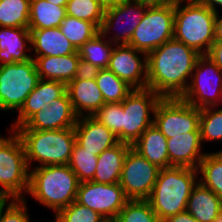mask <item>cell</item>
Listing matches in <instances>:
<instances>
[{
	"instance_id": "cell-18",
	"label": "cell",
	"mask_w": 222,
	"mask_h": 222,
	"mask_svg": "<svg viewBox=\"0 0 222 222\" xmlns=\"http://www.w3.org/2000/svg\"><path fill=\"white\" fill-rule=\"evenodd\" d=\"M200 132L189 135H171L167 139L170 167H187L197 169L206 153H201Z\"/></svg>"
},
{
	"instance_id": "cell-7",
	"label": "cell",
	"mask_w": 222,
	"mask_h": 222,
	"mask_svg": "<svg viewBox=\"0 0 222 222\" xmlns=\"http://www.w3.org/2000/svg\"><path fill=\"white\" fill-rule=\"evenodd\" d=\"M173 37L174 4L151 3L128 45L148 54Z\"/></svg>"
},
{
	"instance_id": "cell-30",
	"label": "cell",
	"mask_w": 222,
	"mask_h": 222,
	"mask_svg": "<svg viewBox=\"0 0 222 222\" xmlns=\"http://www.w3.org/2000/svg\"><path fill=\"white\" fill-rule=\"evenodd\" d=\"M99 32L92 39L83 44L79 50L81 59L97 66L99 69H107L113 44Z\"/></svg>"
},
{
	"instance_id": "cell-17",
	"label": "cell",
	"mask_w": 222,
	"mask_h": 222,
	"mask_svg": "<svg viewBox=\"0 0 222 222\" xmlns=\"http://www.w3.org/2000/svg\"><path fill=\"white\" fill-rule=\"evenodd\" d=\"M74 130L76 143L96 156L119 143L116 135L93 116L79 117Z\"/></svg>"
},
{
	"instance_id": "cell-26",
	"label": "cell",
	"mask_w": 222,
	"mask_h": 222,
	"mask_svg": "<svg viewBox=\"0 0 222 222\" xmlns=\"http://www.w3.org/2000/svg\"><path fill=\"white\" fill-rule=\"evenodd\" d=\"M130 147V144L119 142L112 148L104 150L98 156L92 181L102 184L119 183L124 159Z\"/></svg>"
},
{
	"instance_id": "cell-12",
	"label": "cell",
	"mask_w": 222,
	"mask_h": 222,
	"mask_svg": "<svg viewBox=\"0 0 222 222\" xmlns=\"http://www.w3.org/2000/svg\"><path fill=\"white\" fill-rule=\"evenodd\" d=\"M160 168L129 148L123 163L120 186L129 200H147L154 188Z\"/></svg>"
},
{
	"instance_id": "cell-35",
	"label": "cell",
	"mask_w": 222,
	"mask_h": 222,
	"mask_svg": "<svg viewBox=\"0 0 222 222\" xmlns=\"http://www.w3.org/2000/svg\"><path fill=\"white\" fill-rule=\"evenodd\" d=\"M113 222H162L147 200H129Z\"/></svg>"
},
{
	"instance_id": "cell-38",
	"label": "cell",
	"mask_w": 222,
	"mask_h": 222,
	"mask_svg": "<svg viewBox=\"0 0 222 222\" xmlns=\"http://www.w3.org/2000/svg\"><path fill=\"white\" fill-rule=\"evenodd\" d=\"M122 103H105L93 117L111 130L122 142Z\"/></svg>"
},
{
	"instance_id": "cell-48",
	"label": "cell",
	"mask_w": 222,
	"mask_h": 222,
	"mask_svg": "<svg viewBox=\"0 0 222 222\" xmlns=\"http://www.w3.org/2000/svg\"><path fill=\"white\" fill-rule=\"evenodd\" d=\"M214 222H222V210H221L218 218Z\"/></svg>"
},
{
	"instance_id": "cell-22",
	"label": "cell",
	"mask_w": 222,
	"mask_h": 222,
	"mask_svg": "<svg viewBox=\"0 0 222 222\" xmlns=\"http://www.w3.org/2000/svg\"><path fill=\"white\" fill-rule=\"evenodd\" d=\"M0 66L24 62L32 58L25 53V49H33L32 46L26 47L31 43L30 31L23 27H0Z\"/></svg>"
},
{
	"instance_id": "cell-33",
	"label": "cell",
	"mask_w": 222,
	"mask_h": 222,
	"mask_svg": "<svg viewBox=\"0 0 222 222\" xmlns=\"http://www.w3.org/2000/svg\"><path fill=\"white\" fill-rule=\"evenodd\" d=\"M105 8L98 0H69L66 15L93 23L98 29L101 26Z\"/></svg>"
},
{
	"instance_id": "cell-46",
	"label": "cell",
	"mask_w": 222,
	"mask_h": 222,
	"mask_svg": "<svg viewBox=\"0 0 222 222\" xmlns=\"http://www.w3.org/2000/svg\"><path fill=\"white\" fill-rule=\"evenodd\" d=\"M146 1L151 3H171V4H176L182 1L186 2V0H146Z\"/></svg>"
},
{
	"instance_id": "cell-4",
	"label": "cell",
	"mask_w": 222,
	"mask_h": 222,
	"mask_svg": "<svg viewBox=\"0 0 222 222\" xmlns=\"http://www.w3.org/2000/svg\"><path fill=\"white\" fill-rule=\"evenodd\" d=\"M174 4V39L207 55L215 41V20L217 13L209 7L186 0ZM203 50V51H202Z\"/></svg>"
},
{
	"instance_id": "cell-27",
	"label": "cell",
	"mask_w": 222,
	"mask_h": 222,
	"mask_svg": "<svg viewBox=\"0 0 222 222\" xmlns=\"http://www.w3.org/2000/svg\"><path fill=\"white\" fill-rule=\"evenodd\" d=\"M66 16V7L46 0H31L29 30L59 27Z\"/></svg>"
},
{
	"instance_id": "cell-20",
	"label": "cell",
	"mask_w": 222,
	"mask_h": 222,
	"mask_svg": "<svg viewBox=\"0 0 222 222\" xmlns=\"http://www.w3.org/2000/svg\"><path fill=\"white\" fill-rule=\"evenodd\" d=\"M73 110L77 117L93 116L104 104L101 90L96 80L73 79L66 85Z\"/></svg>"
},
{
	"instance_id": "cell-15",
	"label": "cell",
	"mask_w": 222,
	"mask_h": 222,
	"mask_svg": "<svg viewBox=\"0 0 222 222\" xmlns=\"http://www.w3.org/2000/svg\"><path fill=\"white\" fill-rule=\"evenodd\" d=\"M142 54L143 60L138 54ZM107 69L133 89L147 88V54L129 45L113 48ZM144 72V73H143Z\"/></svg>"
},
{
	"instance_id": "cell-19",
	"label": "cell",
	"mask_w": 222,
	"mask_h": 222,
	"mask_svg": "<svg viewBox=\"0 0 222 222\" xmlns=\"http://www.w3.org/2000/svg\"><path fill=\"white\" fill-rule=\"evenodd\" d=\"M65 92V83L40 79L35 89L27 96L18 113V119L15 121V125L12 123L11 129L15 130L23 126L35 113L44 109L54 99L60 98Z\"/></svg>"
},
{
	"instance_id": "cell-5",
	"label": "cell",
	"mask_w": 222,
	"mask_h": 222,
	"mask_svg": "<svg viewBox=\"0 0 222 222\" xmlns=\"http://www.w3.org/2000/svg\"><path fill=\"white\" fill-rule=\"evenodd\" d=\"M23 142L28 166L67 165L76 143L74 128L60 130H15Z\"/></svg>"
},
{
	"instance_id": "cell-3",
	"label": "cell",
	"mask_w": 222,
	"mask_h": 222,
	"mask_svg": "<svg viewBox=\"0 0 222 222\" xmlns=\"http://www.w3.org/2000/svg\"><path fill=\"white\" fill-rule=\"evenodd\" d=\"M197 175V169L187 167L172 166L159 170L147 201L161 221L186 211L191 191L198 183Z\"/></svg>"
},
{
	"instance_id": "cell-6",
	"label": "cell",
	"mask_w": 222,
	"mask_h": 222,
	"mask_svg": "<svg viewBox=\"0 0 222 222\" xmlns=\"http://www.w3.org/2000/svg\"><path fill=\"white\" fill-rule=\"evenodd\" d=\"M8 138L0 136V199H24L30 171L23 142L15 130ZM24 191V192H23Z\"/></svg>"
},
{
	"instance_id": "cell-47",
	"label": "cell",
	"mask_w": 222,
	"mask_h": 222,
	"mask_svg": "<svg viewBox=\"0 0 222 222\" xmlns=\"http://www.w3.org/2000/svg\"><path fill=\"white\" fill-rule=\"evenodd\" d=\"M46 1H48L49 3H52V4L56 5V6H64V7H66L67 2L69 0H46Z\"/></svg>"
},
{
	"instance_id": "cell-31",
	"label": "cell",
	"mask_w": 222,
	"mask_h": 222,
	"mask_svg": "<svg viewBox=\"0 0 222 222\" xmlns=\"http://www.w3.org/2000/svg\"><path fill=\"white\" fill-rule=\"evenodd\" d=\"M31 0H0V27H29Z\"/></svg>"
},
{
	"instance_id": "cell-11",
	"label": "cell",
	"mask_w": 222,
	"mask_h": 222,
	"mask_svg": "<svg viewBox=\"0 0 222 222\" xmlns=\"http://www.w3.org/2000/svg\"><path fill=\"white\" fill-rule=\"evenodd\" d=\"M154 125L167 139L200 132V109L180 97L162 98L155 109Z\"/></svg>"
},
{
	"instance_id": "cell-36",
	"label": "cell",
	"mask_w": 222,
	"mask_h": 222,
	"mask_svg": "<svg viewBox=\"0 0 222 222\" xmlns=\"http://www.w3.org/2000/svg\"><path fill=\"white\" fill-rule=\"evenodd\" d=\"M201 142L222 140V108L213 107L200 109Z\"/></svg>"
},
{
	"instance_id": "cell-37",
	"label": "cell",
	"mask_w": 222,
	"mask_h": 222,
	"mask_svg": "<svg viewBox=\"0 0 222 222\" xmlns=\"http://www.w3.org/2000/svg\"><path fill=\"white\" fill-rule=\"evenodd\" d=\"M55 222H108L96 211L76 200L56 213Z\"/></svg>"
},
{
	"instance_id": "cell-45",
	"label": "cell",
	"mask_w": 222,
	"mask_h": 222,
	"mask_svg": "<svg viewBox=\"0 0 222 222\" xmlns=\"http://www.w3.org/2000/svg\"><path fill=\"white\" fill-rule=\"evenodd\" d=\"M104 8L113 6V5H117L120 2L124 1V0H98Z\"/></svg>"
},
{
	"instance_id": "cell-2",
	"label": "cell",
	"mask_w": 222,
	"mask_h": 222,
	"mask_svg": "<svg viewBox=\"0 0 222 222\" xmlns=\"http://www.w3.org/2000/svg\"><path fill=\"white\" fill-rule=\"evenodd\" d=\"M79 183L68 164L37 165L30 172L27 194L57 213L76 200Z\"/></svg>"
},
{
	"instance_id": "cell-29",
	"label": "cell",
	"mask_w": 222,
	"mask_h": 222,
	"mask_svg": "<svg viewBox=\"0 0 222 222\" xmlns=\"http://www.w3.org/2000/svg\"><path fill=\"white\" fill-rule=\"evenodd\" d=\"M95 80L105 103H121L133 90L109 69H100Z\"/></svg>"
},
{
	"instance_id": "cell-40",
	"label": "cell",
	"mask_w": 222,
	"mask_h": 222,
	"mask_svg": "<svg viewBox=\"0 0 222 222\" xmlns=\"http://www.w3.org/2000/svg\"><path fill=\"white\" fill-rule=\"evenodd\" d=\"M99 70L100 69L97 66H94L93 64L80 58L74 79H81V80L96 79Z\"/></svg>"
},
{
	"instance_id": "cell-44",
	"label": "cell",
	"mask_w": 222,
	"mask_h": 222,
	"mask_svg": "<svg viewBox=\"0 0 222 222\" xmlns=\"http://www.w3.org/2000/svg\"><path fill=\"white\" fill-rule=\"evenodd\" d=\"M218 15L217 13L215 20V41H222V17L219 18Z\"/></svg>"
},
{
	"instance_id": "cell-42",
	"label": "cell",
	"mask_w": 222,
	"mask_h": 222,
	"mask_svg": "<svg viewBox=\"0 0 222 222\" xmlns=\"http://www.w3.org/2000/svg\"><path fill=\"white\" fill-rule=\"evenodd\" d=\"M162 222H199L197 221L189 212L184 211L181 213H177L176 215H172Z\"/></svg>"
},
{
	"instance_id": "cell-10",
	"label": "cell",
	"mask_w": 222,
	"mask_h": 222,
	"mask_svg": "<svg viewBox=\"0 0 222 222\" xmlns=\"http://www.w3.org/2000/svg\"><path fill=\"white\" fill-rule=\"evenodd\" d=\"M191 80L180 98L199 109L217 107L222 100V70L207 55L197 59Z\"/></svg>"
},
{
	"instance_id": "cell-34",
	"label": "cell",
	"mask_w": 222,
	"mask_h": 222,
	"mask_svg": "<svg viewBox=\"0 0 222 222\" xmlns=\"http://www.w3.org/2000/svg\"><path fill=\"white\" fill-rule=\"evenodd\" d=\"M97 162L98 156L93 155V152L82 149L75 143L68 165L77 175L78 181L81 183L93 180Z\"/></svg>"
},
{
	"instance_id": "cell-1",
	"label": "cell",
	"mask_w": 222,
	"mask_h": 222,
	"mask_svg": "<svg viewBox=\"0 0 222 222\" xmlns=\"http://www.w3.org/2000/svg\"><path fill=\"white\" fill-rule=\"evenodd\" d=\"M200 56L174 38L166 41L147 54V88L162 98L181 97Z\"/></svg>"
},
{
	"instance_id": "cell-14",
	"label": "cell",
	"mask_w": 222,
	"mask_h": 222,
	"mask_svg": "<svg viewBox=\"0 0 222 222\" xmlns=\"http://www.w3.org/2000/svg\"><path fill=\"white\" fill-rule=\"evenodd\" d=\"M150 4L151 2H147L146 0H124L117 5L105 8L99 32L106 37L110 33V28L116 27L117 23L121 22V17L126 18L130 21L128 26L126 28L123 26L121 34L117 32L109 41L112 43L114 40L113 44L115 45H128L133 32L138 27L140 20L143 18ZM122 21L125 22L124 20Z\"/></svg>"
},
{
	"instance_id": "cell-13",
	"label": "cell",
	"mask_w": 222,
	"mask_h": 222,
	"mask_svg": "<svg viewBox=\"0 0 222 222\" xmlns=\"http://www.w3.org/2000/svg\"><path fill=\"white\" fill-rule=\"evenodd\" d=\"M76 201L113 222L129 199L120 183L102 184L93 181L79 183Z\"/></svg>"
},
{
	"instance_id": "cell-21",
	"label": "cell",
	"mask_w": 222,
	"mask_h": 222,
	"mask_svg": "<svg viewBox=\"0 0 222 222\" xmlns=\"http://www.w3.org/2000/svg\"><path fill=\"white\" fill-rule=\"evenodd\" d=\"M42 80L60 81L66 85L75 77L80 56L78 52L64 56L32 57Z\"/></svg>"
},
{
	"instance_id": "cell-16",
	"label": "cell",
	"mask_w": 222,
	"mask_h": 222,
	"mask_svg": "<svg viewBox=\"0 0 222 222\" xmlns=\"http://www.w3.org/2000/svg\"><path fill=\"white\" fill-rule=\"evenodd\" d=\"M67 91L44 109L35 113L23 126L15 130H60L74 128L77 122Z\"/></svg>"
},
{
	"instance_id": "cell-43",
	"label": "cell",
	"mask_w": 222,
	"mask_h": 222,
	"mask_svg": "<svg viewBox=\"0 0 222 222\" xmlns=\"http://www.w3.org/2000/svg\"><path fill=\"white\" fill-rule=\"evenodd\" d=\"M197 3L205 5L212 9L214 12L218 13V5L222 6V0H195Z\"/></svg>"
},
{
	"instance_id": "cell-9",
	"label": "cell",
	"mask_w": 222,
	"mask_h": 222,
	"mask_svg": "<svg viewBox=\"0 0 222 222\" xmlns=\"http://www.w3.org/2000/svg\"><path fill=\"white\" fill-rule=\"evenodd\" d=\"M160 95L152 89H133L121 102L123 105L122 113V142L131 146L141 136V134L152 124L154 117L150 114L155 113Z\"/></svg>"
},
{
	"instance_id": "cell-25",
	"label": "cell",
	"mask_w": 222,
	"mask_h": 222,
	"mask_svg": "<svg viewBox=\"0 0 222 222\" xmlns=\"http://www.w3.org/2000/svg\"><path fill=\"white\" fill-rule=\"evenodd\" d=\"M222 210V199L199 181L193 187L186 211L199 222H214Z\"/></svg>"
},
{
	"instance_id": "cell-28",
	"label": "cell",
	"mask_w": 222,
	"mask_h": 222,
	"mask_svg": "<svg viewBox=\"0 0 222 222\" xmlns=\"http://www.w3.org/2000/svg\"><path fill=\"white\" fill-rule=\"evenodd\" d=\"M197 170L203 176L198 181L222 199V150L206 153Z\"/></svg>"
},
{
	"instance_id": "cell-23",
	"label": "cell",
	"mask_w": 222,
	"mask_h": 222,
	"mask_svg": "<svg viewBox=\"0 0 222 222\" xmlns=\"http://www.w3.org/2000/svg\"><path fill=\"white\" fill-rule=\"evenodd\" d=\"M131 147L158 168L170 167L167 138L154 124L149 126Z\"/></svg>"
},
{
	"instance_id": "cell-39",
	"label": "cell",
	"mask_w": 222,
	"mask_h": 222,
	"mask_svg": "<svg viewBox=\"0 0 222 222\" xmlns=\"http://www.w3.org/2000/svg\"><path fill=\"white\" fill-rule=\"evenodd\" d=\"M8 201L0 199V222H31L25 199H11L7 203Z\"/></svg>"
},
{
	"instance_id": "cell-41",
	"label": "cell",
	"mask_w": 222,
	"mask_h": 222,
	"mask_svg": "<svg viewBox=\"0 0 222 222\" xmlns=\"http://www.w3.org/2000/svg\"><path fill=\"white\" fill-rule=\"evenodd\" d=\"M207 56L222 70V41H214Z\"/></svg>"
},
{
	"instance_id": "cell-32",
	"label": "cell",
	"mask_w": 222,
	"mask_h": 222,
	"mask_svg": "<svg viewBox=\"0 0 222 222\" xmlns=\"http://www.w3.org/2000/svg\"><path fill=\"white\" fill-rule=\"evenodd\" d=\"M59 29L77 50L99 33V29L93 23L68 15L63 19Z\"/></svg>"
},
{
	"instance_id": "cell-8",
	"label": "cell",
	"mask_w": 222,
	"mask_h": 222,
	"mask_svg": "<svg viewBox=\"0 0 222 222\" xmlns=\"http://www.w3.org/2000/svg\"><path fill=\"white\" fill-rule=\"evenodd\" d=\"M40 80L33 58L0 66V110L20 111Z\"/></svg>"
},
{
	"instance_id": "cell-24",
	"label": "cell",
	"mask_w": 222,
	"mask_h": 222,
	"mask_svg": "<svg viewBox=\"0 0 222 222\" xmlns=\"http://www.w3.org/2000/svg\"><path fill=\"white\" fill-rule=\"evenodd\" d=\"M31 45L36 57L64 56L78 52L70 41L61 33L59 27L29 30Z\"/></svg>"
}]
</instances>
